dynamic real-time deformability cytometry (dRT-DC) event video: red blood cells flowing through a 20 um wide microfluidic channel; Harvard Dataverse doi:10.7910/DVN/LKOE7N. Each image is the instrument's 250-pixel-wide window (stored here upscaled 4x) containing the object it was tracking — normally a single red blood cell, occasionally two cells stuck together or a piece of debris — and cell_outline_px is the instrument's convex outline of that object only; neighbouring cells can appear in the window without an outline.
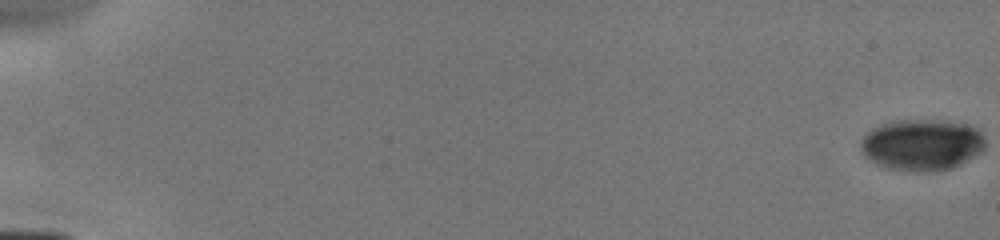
{"species": "human", "species_latin": "Homo sapiens", "temperature_condition": "cold", "stored_images_in_passage": 7, "camera_frame_rate_fps": 3000, "um_per_image_px": 0.085, "donor": {"sex": "male"}, "frame": {"image": 1, "passage_image": 1, "time_ms": 0.0, "image_size_px": [1000, 240], "cell_outline_px": [[984, 148], [980, 152], [960, 164], [948, 168], [932, 172], [916, 172], [888, 168], [876, 164], [868, 160], [864, 156], [860, 148], [860, 140], [872, 128], [884, 124], [900, 120], [940, 120], [968, 124], [980, 128], [984, 136]], "centroid_in_image_um": [78.36, 12.3], "position_along_channel_um": 6.6, "area_um2": 37.45}}
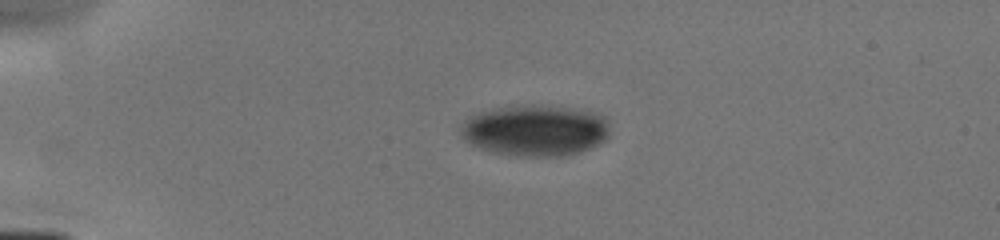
{"frame": {"image": 2, "passage_image": 6, "time_ms": 4.333, "image_size_px": [1000, 240], "cell_outline_px": [[608, 136], [604, 140], [580, 152], [560, 156], [516, 156], [492, 152], [480, 148], [464, 140], [460, 132], [460, 128], [464, 120], [468, 116], [492, 108], [524, 104], [548, 104], [596, 112], [604, 116], [608, 120]], "centroid_in_image_um": [45.47, 11.05], "position_along_channel_um": 39.5, "area_um2": 45.03}}